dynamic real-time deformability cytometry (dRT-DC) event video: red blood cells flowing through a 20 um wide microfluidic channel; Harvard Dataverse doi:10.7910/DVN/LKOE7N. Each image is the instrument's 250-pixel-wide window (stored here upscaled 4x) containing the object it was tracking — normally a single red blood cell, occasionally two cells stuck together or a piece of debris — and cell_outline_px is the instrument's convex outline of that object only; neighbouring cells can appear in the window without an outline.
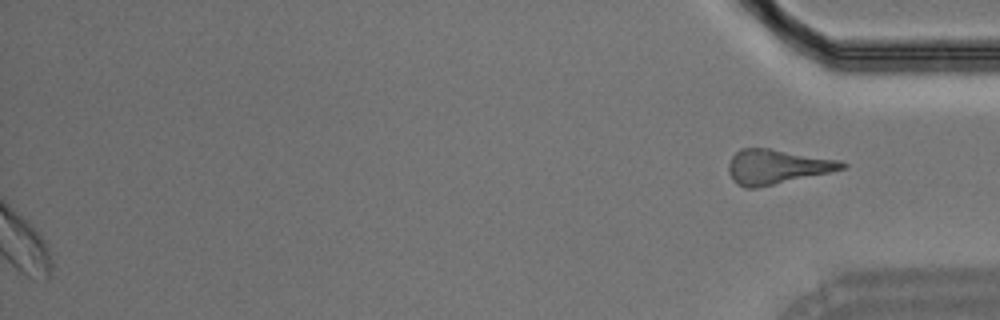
{"species": "Egyptian fruit bat (a non-hibernating species)", "species_latin": "Rousettus aegyptiacus", "temperature_condition": "room temperature", "stored_images_in_passage": 36, "segment_of_instrument_passage": [2, 2], "camera_frame_rate_fps": 3000, "um_per_image_px": 0.085, "animal": {"sex": "male"}, "frame": {"image": 1, "passage_image": 36, "time_ms": 11.667, "image_size_px": [1000, 320], "cell_outline_px": [[848, 168], [756, 188], [744, 188], [736, 184], [732, 180], [728, 172], [728, 164], [732, 156], [740, 148], [768, 148], [840, 160], [848, 164]], "centroid_in_image_um": [66.01, 14.17], "position_along_channel_um": 369.2, "area_um2": 22.89}}